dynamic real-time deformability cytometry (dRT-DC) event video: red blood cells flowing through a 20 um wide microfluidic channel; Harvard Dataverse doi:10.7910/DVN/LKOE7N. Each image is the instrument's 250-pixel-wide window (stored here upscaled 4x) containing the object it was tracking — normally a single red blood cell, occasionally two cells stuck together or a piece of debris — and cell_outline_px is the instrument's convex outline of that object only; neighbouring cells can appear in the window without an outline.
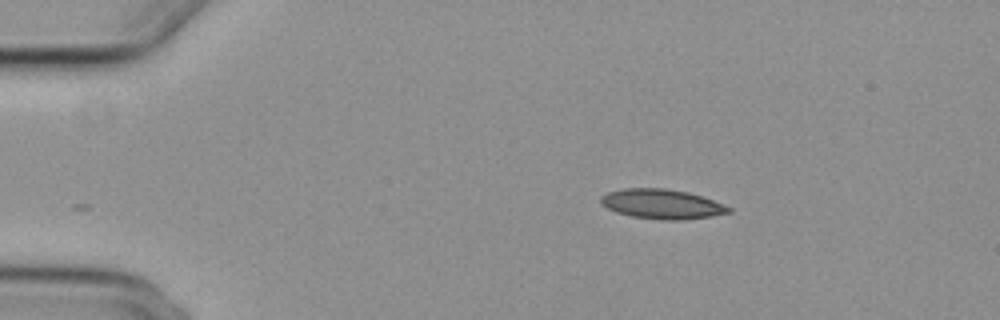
{"species": "common noctule bat (a hibernating species)", "species_latin": "Nyctalus noctula", "temperature_condition": "cold", "stored_images_in_passage": 34, "camera_frame_rate_fps": 3000, "um_per_image_px": 0.085, "animal": {"sex": "female", "body_mass_g": 29.2, "forearm_length_mm": 56.3}, "frame": {"image": 1, "passage_image": 1, "time_ms": 0.0, "image_size_px": [1000, 320], "cell_outline_px": [[732, 212], [712, 216], [680, 220], [664, 220], [632, 216], [616, 212], [608, 208], [600, 200], [600, 196], [608, 192], [624, 188], [664, 188], [688, 192], [724, 204], [732, 208]], "centroid_in_image_um": [56.28, 17.34], "position_along_channel_um": 28.7, "area_um2": 21.96}}
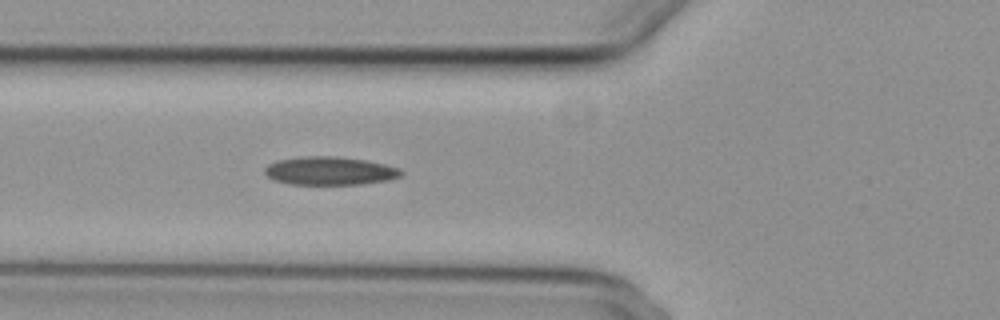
{"frame": {"image": 2, "passage_image": 12, "time_ms": 3.667, "image_size_px": [1000, 320], "cell_outline_px": [[404, 172], [400, 176], [388, 180], [360, 184], [292, 184], [276, 180], [268, 176], [264, 172], [264, 168], [268, 164], [276, 160], [308, 156], [336, 156], [364, 160], [384, 164], [400, 168]], "centroid_in_image_um": [28.04, 14.52], "position_along_channel_um": 97.8, "area_um2": 22.31}}
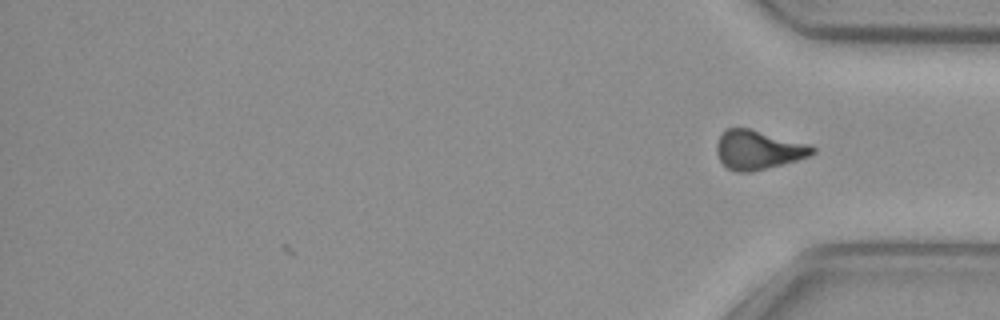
{"frame": {"image": 3, "passage_image": 34, "time_ms": 11.0, "image_size_px": [1000, 320], "cell_outline_px": [[816, 152], [808, 156], [796, 160], [752, 172], [736, 172], [728, 168], [720, 160], [716, 152], [716, 144], [720, 136], [728, 128], [748, 128], [808, 144], [816, 148]], "centroid_in_image_um": [64.43, 12.74], "position_along_channel_um": 370.8, "area_um2": 21.5}, "authors_computed_cell_mechanics": {"area_um2": 21.9929, "velocity_mm_per_s": 3.7264, "shape_relaxation_time_tau1_ms": null, "shape_relaxation_time_tau2_ms": 4.5514, "deformation_change_tau1": null, "deformation_change_tau2": 0.1184}}